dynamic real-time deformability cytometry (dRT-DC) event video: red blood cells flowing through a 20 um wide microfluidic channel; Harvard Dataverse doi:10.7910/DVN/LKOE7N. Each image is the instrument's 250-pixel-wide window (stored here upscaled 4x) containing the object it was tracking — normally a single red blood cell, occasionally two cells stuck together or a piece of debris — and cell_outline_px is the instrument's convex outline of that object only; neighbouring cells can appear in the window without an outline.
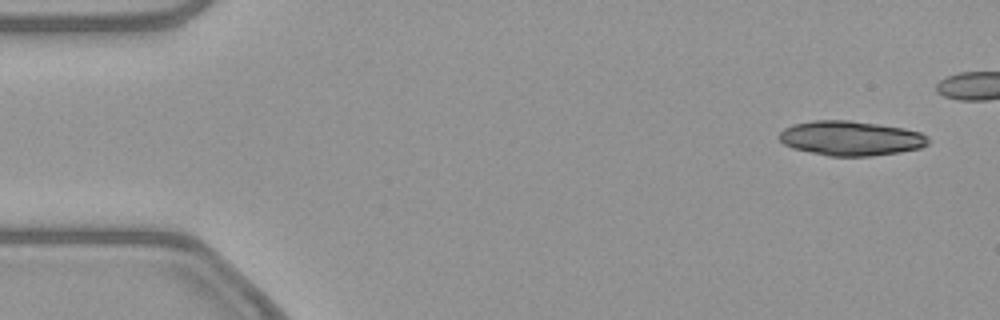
{"species": "common noctule bat (a hibernating species)", "species_latin": "Nyctalus noctula", "temperature_condition": "warm", "stored_images_in_passage": 5, "camera_frame_rate_fps": 3000, "um_per_image_px": 0.085, "animal": {"sex": "female", "body_mass_g": 21.9}, "frame": {"image": 1, "passage_image": 1, "time_ms": 0.0, "image_size_px": [1000, 320], "cell_outline_px": [[928, 144], [920, 148], [900, 152], [872, 156], [828, 156], [792, 148], [784, 144], [776, 136], [784, 128], [792, 124], [812, 120], [848, 120], [904, 128], [920, 132], [928, 136]], "centroid_in_image_um": [72.28, 11.75], "position_along_channel_um": 12.7, "area_um2": 30.23}}